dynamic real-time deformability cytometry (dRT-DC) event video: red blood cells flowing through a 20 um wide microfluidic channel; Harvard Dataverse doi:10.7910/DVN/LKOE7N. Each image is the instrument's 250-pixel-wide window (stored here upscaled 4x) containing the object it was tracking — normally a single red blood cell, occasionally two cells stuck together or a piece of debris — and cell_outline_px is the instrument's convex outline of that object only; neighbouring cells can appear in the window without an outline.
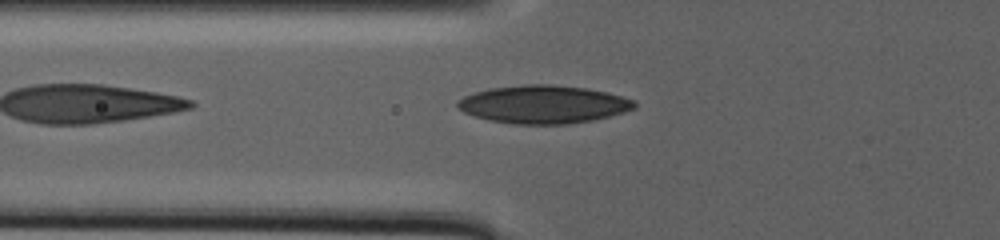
{"species": "human", "species_latin": "Homo sapiens", "temperature_condition": "warm", "stored_images_in_passage": 80, "camera_frame_rate_fps": 3000, "um_per_image_px": 0.085, "donor": {"sex": "male"}, "frame": {"image": 1, "passage_image": 4, "time_ms": 1.0, "image_size_px": [1000, 240], "cell_outline_px": [[636, 108], [624, 112], [592, 120], [568, 124], [512, 124], [488, 120], [464, 112], [456, 108], [456, 104], [464, 96], [488, 88], [524, 84], [552, 84], [584, 88], [608, 92], [636, 100]], "centroid_in_image_um": [46.2, 8.87], "position_along_channel_um": 79.6, "area_um2": 39.3}}
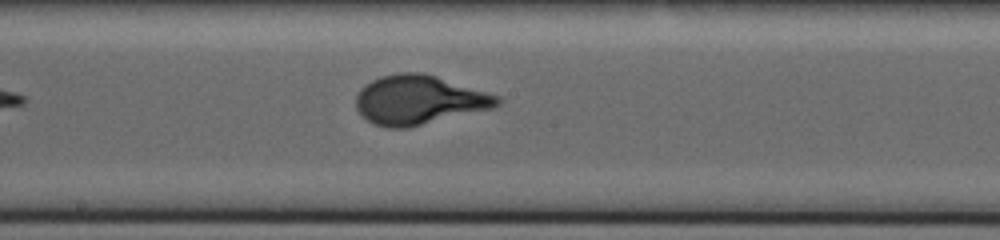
{"frame": {"image": 2, "passage_image": 28, "time_ms": 9.0, "image_size_px": [1000, 240], "cell_outline_px": [[504, 100], [500, 104], [492, 108], [408, 128], [388, 128], [372, 124], [356, 108], [356, 96], [360, 88], [364, 84], [380, 76], [396, 72], [424, 72], [500, 96]], "centroid_in_image_um": [35.61, 8.48], "position_along_channel_um": 212.6, "area_um2": 40.69}}
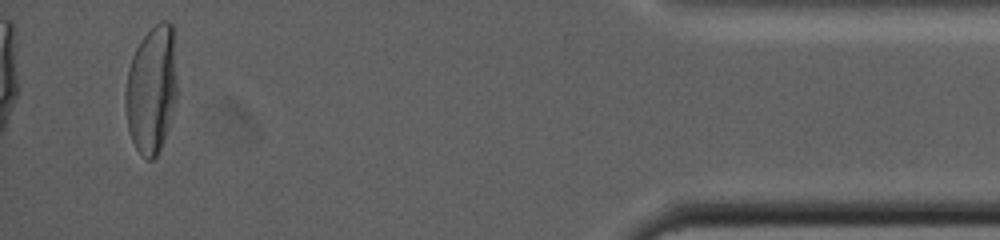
{"frame": {"image": 3, "passage_image": 75, "time_ms": 24.667, "image_size_px": [1000, 240], "cell_outline_px": [[176, 100], [168, 128], [164, 140], [156, 156], [152, 160], [148, 160], [136, 148], [132, 140], [128, 128], [124, 104], [124, 92], [128, 68], [132, 56], [140, 40], [160, 20], [168, 20], [172, 24], [176, 76]], "centroid_in_image_um": [12.86, 7.6], "position_along_channel_um": 422.3, "area_um2": 38.49}}